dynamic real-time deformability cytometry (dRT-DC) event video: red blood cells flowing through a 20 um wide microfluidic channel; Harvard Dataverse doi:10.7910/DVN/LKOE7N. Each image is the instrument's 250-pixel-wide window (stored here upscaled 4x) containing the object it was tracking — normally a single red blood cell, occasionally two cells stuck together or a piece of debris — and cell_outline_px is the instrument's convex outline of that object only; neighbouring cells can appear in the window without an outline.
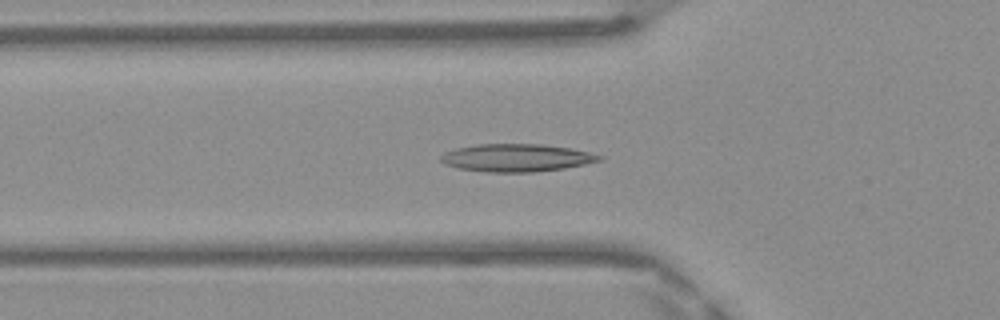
{"species": "Egyptian fruit bat (a non-hibernating species)", "species_latin": "Rousettus aegyptiacus", "temperature_condition": "warm", "stored_images_in_passage": 49, "camera_frame_rate_fps": 3000, "um_per_image_px": 0.085, "frame": {"image": 1, "passage_image": 16, "time_ms": 5.0, "image_size_px": [1000, 320], "cell_outline_px": [[604, 160], [564, 168], [532, 172], [484, 172], [456, 168], [444, 164], [440, 160], [440, 156], [444, 152], [456, 148], [476, 144], [540, 144], [568, 148], [588, 152], [604, 156]], "centroid_in_image_um": [43.86, 13.41], "position_along_channel_um": 81.9, "area_um2": 25.66}}
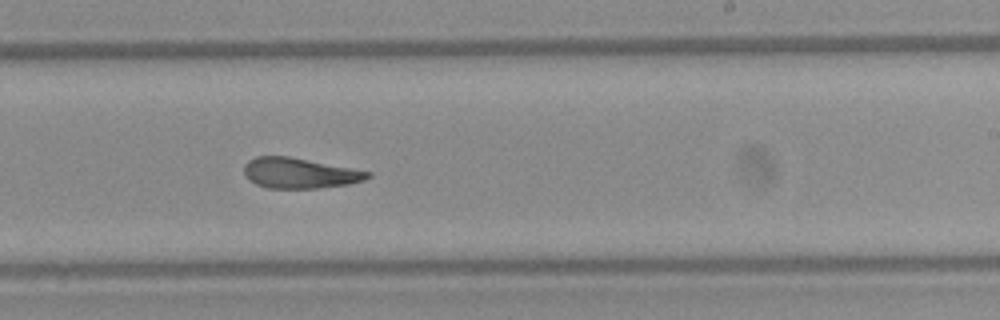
{"frame": {"image": 2, "passage_image": 29, "time_ms": 9.333, "image_size_px": [1000, 320], "cell_outline_px": [[372, 176], [364, 180], [348, 184], [316, 188], [268, 188], [256, 184], [248, 180], [244, 176], [244, 164], [248, 160], [256, 156], [288, 156], [372, 172]], "centroid_in_image_um": [25.43, 14.71], "position_along_channel_um": 263.6, "area_um2": 21.91}}
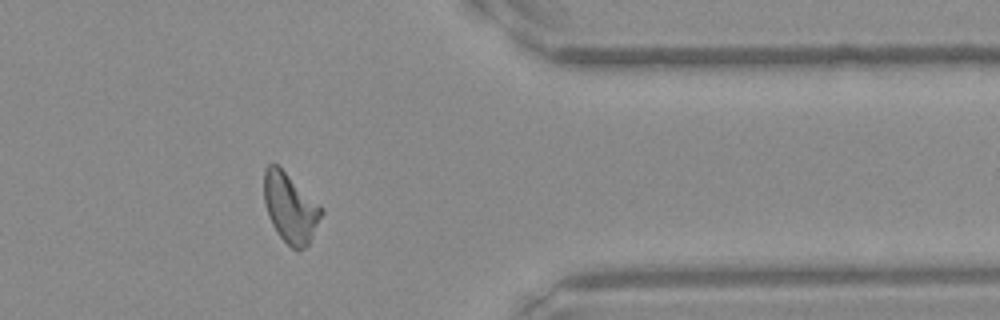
{"frame": {"image": 3, "passage_image": 39, "time_ms": 12.667, "image_size_px": [1000, 320], "cell_outline_px": [[324, 212], [308, 244], [304, 248], [296, 252], [276, 232], [268, 216], [264, 200], [264, 168], [268, 164], [276, 164], [324, 208]], "centroid_in_image_um": [24.67, 17.68], "position_along_channel_um": 386.7, "area_um2": 23.06}, "authors_computed_cell_mechanics": {"area_um2": 23.2356, "velocity_mm_per_s": 4.175, "shape_relaxation_time_tau1_ms": null, "shape_relaxation_time_tau2_ms": 2.9065, "deformation_change_tau1": null, "deformation_change_tau2": 0.1114}}